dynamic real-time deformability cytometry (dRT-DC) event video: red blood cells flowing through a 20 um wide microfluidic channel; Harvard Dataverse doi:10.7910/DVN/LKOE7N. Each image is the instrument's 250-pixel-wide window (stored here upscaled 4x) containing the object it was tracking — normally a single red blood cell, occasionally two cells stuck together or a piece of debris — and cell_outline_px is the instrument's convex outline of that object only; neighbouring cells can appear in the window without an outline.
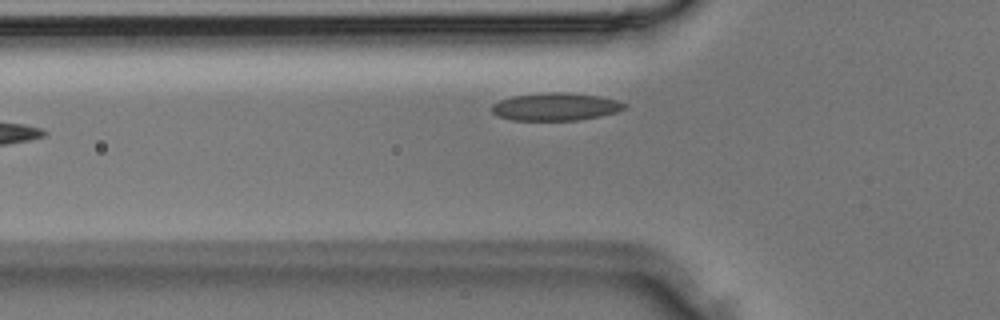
{"species": "Egyptian fruit bat (a non-hibernating species)", "species_latin": "Rousettus aegyptiacus", "temperature_condition": "room temperature", "stored_images_in_passage": 25, "camera_frame_rate_fps": 3000, "um_per_image_px": 0.085, "animal": {"sex": "male"}, "frame": {"image": 1, "passage_image": 2, "time_ms": 0.333, "image_size_px": [1000, 320], "cell_outline_px": [[628, 108], [616, 112], [600, 116], [576, 120], [512, 120], [500, 116], [492, 112], [492, 104], [500, 100], [512, 96], [548, 92], [564, 92], [600, 96], [620, 100], [628, 104]], "centroid_in_image_um": [47.29, 9.06], "position_along_channel_um": 78.5, "area_um2": 21.5}}
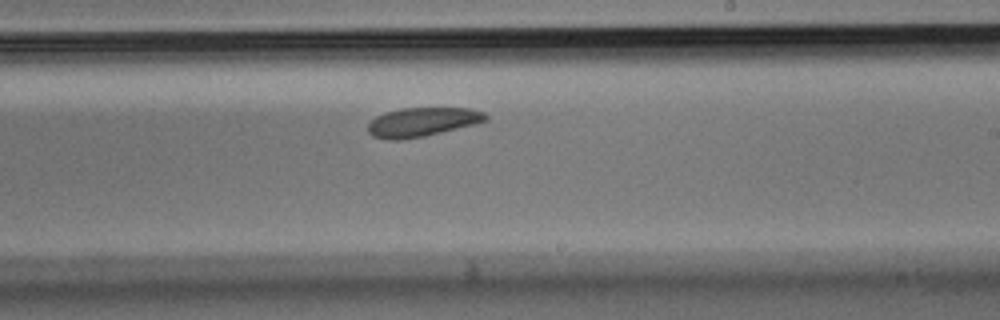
{"frame": {"image": 2, "passage_image": 12, "time_ms": 3.667, "image_size_px": [1000, 320], "cell_outline_px": [[488, 120], [424, 136], [400, 140], [388, 140], [372, 136], [368, 132], [368, 124], [376, 116], [384, 112], [400, 108], [468, 108], [484, 112], [488, 116]], "centroid_in_image_um": [35.84, 10.36], "position_along_channel_um": 253.2, "area_um2": 19.77}}
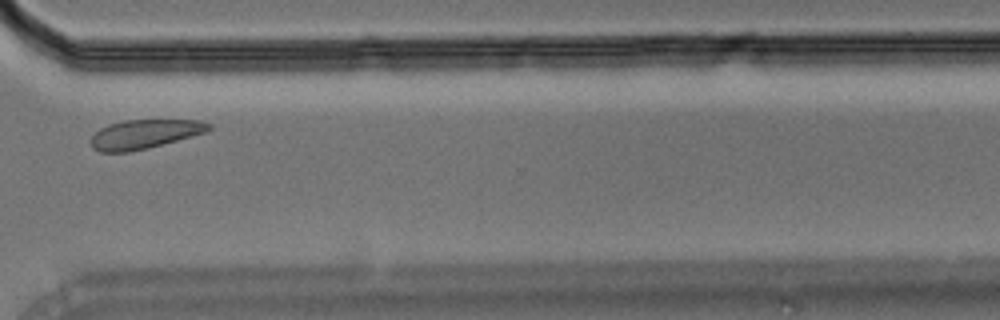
{"frame": {"image": 3, "passage_image": 18, "time_ms": 5.667, "image_size_px": [1000, 320], "cell_outline_px": [[212, 128], [204, 132], [192, 136], [148, 148], [128, 152], [100, 152], [92, 148], [88, 140], [100, 128], [108, 124], [124, 120], [200, 120], [212, 124]], "centroid_in_image_um": [12.24, 11.4], "position_along_channel_um": 358.4, "area_um2": 20.06}}